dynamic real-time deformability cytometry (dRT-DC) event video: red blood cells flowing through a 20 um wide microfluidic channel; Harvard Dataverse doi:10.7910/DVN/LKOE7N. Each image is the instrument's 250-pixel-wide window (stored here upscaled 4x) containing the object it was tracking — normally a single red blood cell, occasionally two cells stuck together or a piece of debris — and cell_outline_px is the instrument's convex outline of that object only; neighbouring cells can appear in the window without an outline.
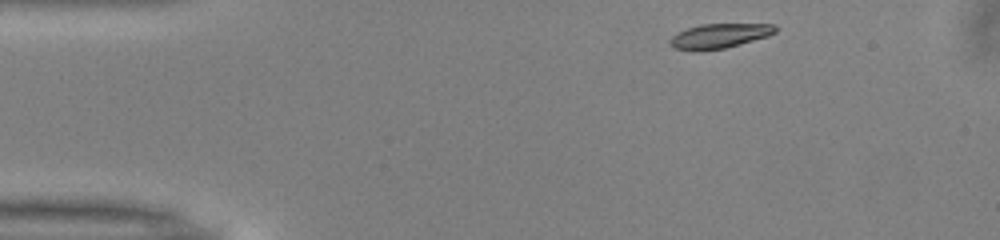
{"species": "common noctule bat (a hibernating species)", "species_latin": "Nyctalus noctula", "temperature_condition": "warm", "stored_images_in_passage": 35, "camera_frame_rate_fps": 3000, "um_per_image_px": 0.085, "animal": {"sex": "male", "body_mass_g": 13.0, "forearm_length_mm": 53.1}, "frame": {"image": 1, "passage_image": 1, "time_ms": 0.0, "image_size_px": [1000, 240], "cell_outline_px": [[776, 32], [768, 36], [724, 48], [700, 52], [692, 52], [676, 48], [668, 44], [668, 40], [672, 36], [688, 28], [700, 24], [776, 24]], "centroid_in_image_um": [61.11, 3.07], "position_along_channel_um": 23.9, "area_um2": 15.2}}
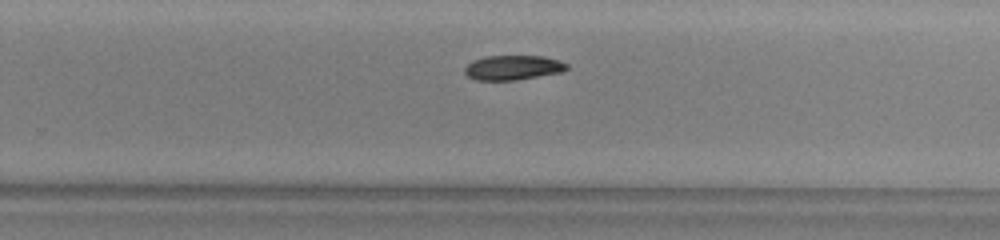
{"frame": {"image": 2, "passage_image": 26, "time_ms": 8.333, "image_size_px": [1000, 240], "cell_outline_px": [[568, 68], [560, 72], [516, 80], [476, 80], [468, 76], [464, 72], [464, 68], [472, 60], [484, 56], [544, 56], [560, 60], [568, 64]], "centroid_in_image_um": [43.58, 5.74], "position_along_channel_um": 286.2, "area_um2": 14.68}}
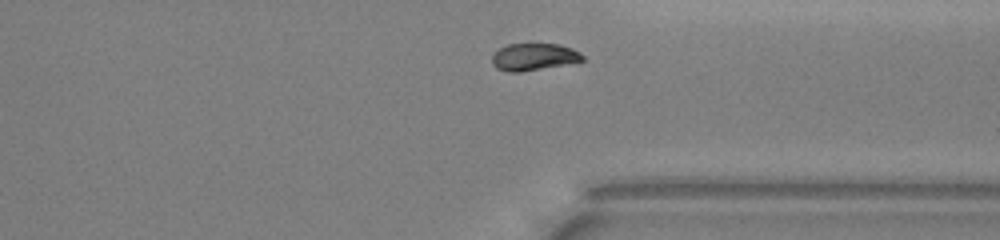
{"frame": {"image": 3, "passage_image": 32, "time_ms": 10.333, "image_size_px": [1000, 240], "cell_outline_px": [[584, 60], [564, 64], [520, 72], [504, 72], [496, 68], [492, 64], [492, 56], [500, 48], [508, 44], [560, 44], [572, 48], [580, 52], [584, 56]], "centroid_in_image_um": [45.36, 4.83], "position_along_channel_um": 366.0, "area_um2": 14.22}, "authors_computed_cell_mechanics": {"area_um2": 15.5482, "velocity_mm_per_s": 4.0107, "shape_relaxation_time_tau1_ms": 5.0967, "shape_relaxation_time_tau2_ms": null, "deformation_change_tau1": 0.0929, "deformation_change_tau2": null}}